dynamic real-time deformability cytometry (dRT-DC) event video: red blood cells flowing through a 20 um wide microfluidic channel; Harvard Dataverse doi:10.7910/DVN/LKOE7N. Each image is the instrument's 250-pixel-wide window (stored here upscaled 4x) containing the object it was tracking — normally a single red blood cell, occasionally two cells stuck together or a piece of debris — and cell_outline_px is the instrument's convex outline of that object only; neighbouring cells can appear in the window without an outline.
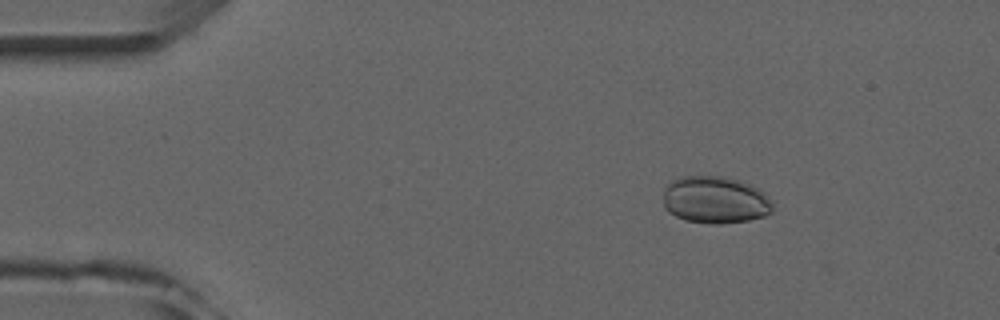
{"species": "common noctule bat (a hibernating species)", "species_latin": "Nyctalus noctula", "temperature_condition": "room temperature", "stored_images_in_passage": 2, "camera_frame_rate_fps": 3000, "um_per_image_px": 0.085, "animal": {"sex": "male", "forearm_length_mm": 52.5}, "frame": {"image": 1, "passage_image": 1, "time_ms": 0.0, "image_size_px": [1000, 320], "cell_outline_px": [[772, 212], [764, 216], [748, 220], [720, 224], [712, 224], [684, 220], [668, 212], [664, 208], [664, 188], [672, 180], [684, 176], [720, 176], [736, 180], [748, 184], [756, 188], [772, 204]], "centroid_in_image_um": [60.72, 17.01], "position_along_channel_um": 24.3, "area_um2": 29.77}}